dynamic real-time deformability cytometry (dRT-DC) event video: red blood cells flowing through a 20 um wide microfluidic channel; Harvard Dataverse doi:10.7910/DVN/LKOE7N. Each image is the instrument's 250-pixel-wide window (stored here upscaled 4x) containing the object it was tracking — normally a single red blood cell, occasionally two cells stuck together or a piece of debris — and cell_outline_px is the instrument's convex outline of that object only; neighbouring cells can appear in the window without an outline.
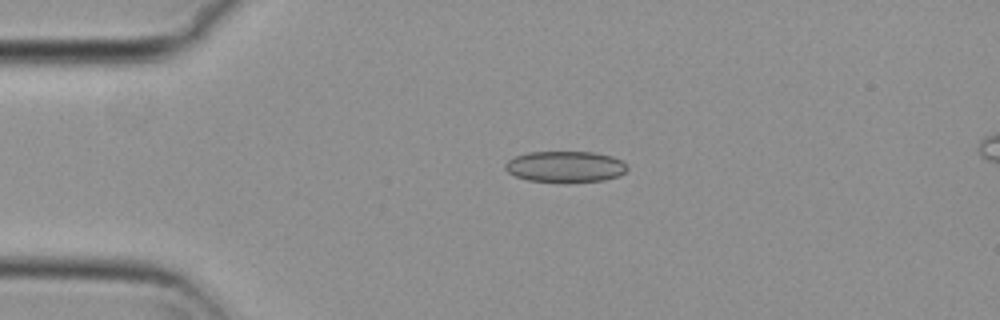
{"species": "common noctule bat (a hibernating species)", "species_latin": "Nyctalus noctula", "temperature_condition": "cold", "stored_images_in_passage": 27, "camera_frame_rate_fps": 3000, "um_per_image_px": 0.085, "animal": {"sex": "female", "body_mass_g": 29.2, "forearm_length_mm": 56.3}, "frame": {"image": 1, "passage_image": 1, "time_ms": 0.0, "image_size_px": [1000, 320], "cell_outline_px": [[628, 168], [620, 176], [604, 180], [528, 180], [516, 176], [508, 172], [504, 168], [504, 164], [508, 160], [516, 156], [528, 152], [592, 152], [612, 156], [628, 164]], "centroid_in_image_um": [48.06, 14.13], "position_along_channel_um": 36.9, "area_um2": 21.56}}
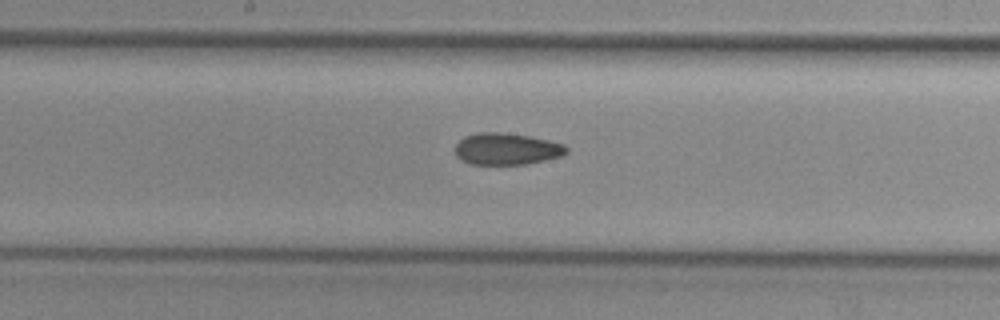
{"frame": {"image": 2, "passage_image": 17, "time_ms": 5.333, "image_size_px": [1000, 320], "cell_outline_px": [[568, 152], [560, 156], [528, 164], [468, 164], [460, 160], [456, 156], [456, 144], [464, 136], [476, 132], [500, 132], [528, 136], [548, 140], [564, 144], [568, 148]], "centroid_in_image_um": [43.04, 12.66], "position_along_channel_um": 205.2, "area_um2": 20.63}}
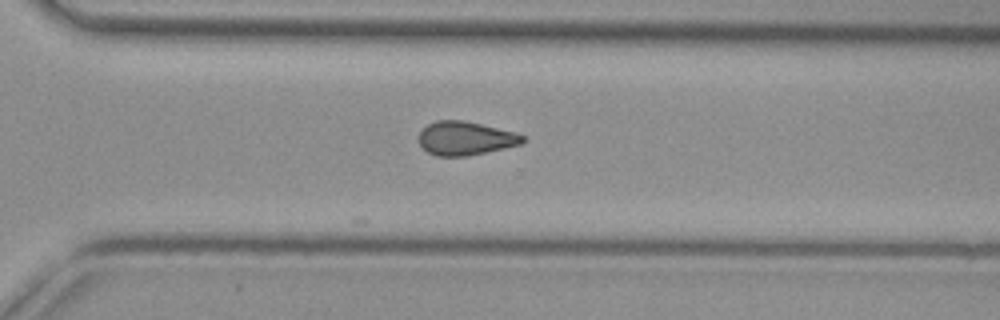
{"frame": {"image": 3, "passage_image": 27, "time_ms": 8.667, "image_size_px": [1000, 320], "cell_outline_px": [[528, 140], [524, 144], [468, 156], [436, 156], [428, 152], [420, 144], [420, 132], [428, 124], [436, 120], [464, 120], [516, 132], [524, 136]], "centroid_in_image_um": [39.63, 11.76], "position_along_channel_um": 331.0, "area_um2": 20.52}}